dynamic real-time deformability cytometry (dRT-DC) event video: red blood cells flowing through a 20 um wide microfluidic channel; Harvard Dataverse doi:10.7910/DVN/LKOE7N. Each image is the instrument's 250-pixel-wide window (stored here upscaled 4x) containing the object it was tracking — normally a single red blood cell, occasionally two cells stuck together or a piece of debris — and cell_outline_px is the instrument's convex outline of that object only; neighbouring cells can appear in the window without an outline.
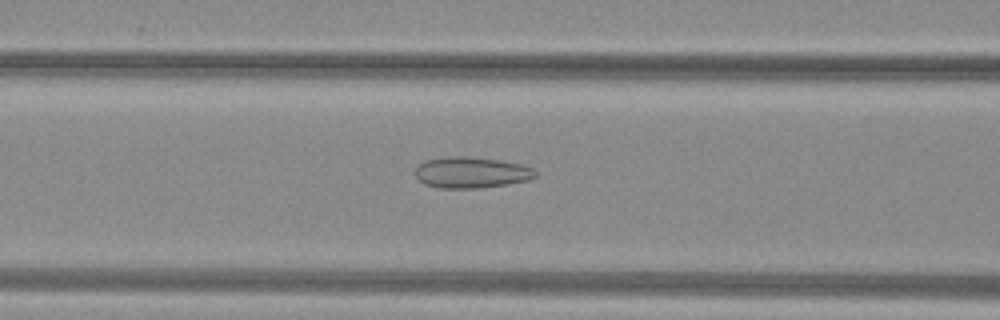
{"species": "common noctule bat (a hibernating species)", "species_latin": "Nyctalus noctula", "temperature_condition": "warm", "stored_images_in_passage": 34, "camera_frame_rate_fps": 3000, "um_per_image_px": 0.085, "animal": {"sex": "female", "body_mass_g": 29.2, "forearm_length_mm": 56.3}, "frame": {"image": 1, "passage_image": 5, "time_ms": 1.333, "image_size_px": [1000, 320], "cell_outline_px": [[536, 176], [528, 180], [504, 184], [476, 188], [440, 188], [424, 184], [416, 176], [416, 168], [420, 164], [428, 160], [448, 156], [468, 156], [500, 160], [520, 164], [532, 168], [536, 172]], "centroid_in_image_um": [40.05, 14.65], "position_along_channel_um": 126.5, "area_um2": 21.5}}
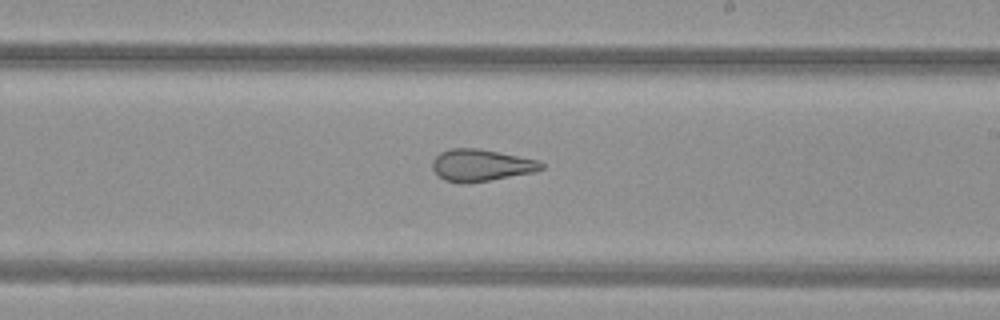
{"frame": {"image": 2, "passage_image": 14, "time_ms": 4.333, "image_size_px": [1000, 320], "cell_outline_px": [[544, 168], [536, 172], [464, 184], [460, 184], [444, 180], [432, 168], [432, 160], [440, 152], [448, 148], [480, 148], [540, 160], [544, 164]], "centroid_in_image_um": [40.9, 14.04], "position_along_channel_um": 248.1, "area_um2": 20.52}}
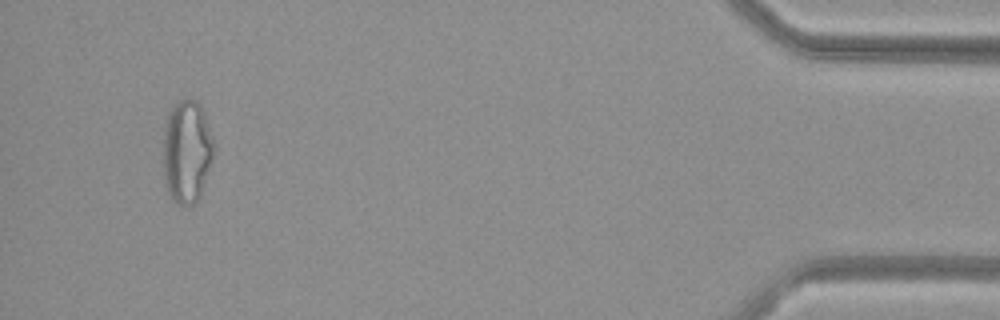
{"frame": {"image": 3, "passage_image": 32, "time_ms": 10.333, "image_size_px": [1000, 320], "cell_outline_px": [[216, 148], [200, 196], [192, 204], [180, 204], [172, 200], [168, 192], [164, 180], [164, 128], [168, 112], [172, 104], [188, 96], [196, 100], [200, 104], [204, 112], [216, 144]], "centroid_in_image_um": [15.9, 12.81], "position_along_channel_um": 419.3, "area_um2": 30.87}, "authors_computed_cell_mechanics": {"area_um2": 21.4438, "velocity_mm_per_s": 4.0557, "shape_relaxation_time_tau1_ms": null, "shape_relaxation_time_tau2_ms": 1.9, "deformation_change_tau1": null, "deformation_change_tau2": 0.1041}}